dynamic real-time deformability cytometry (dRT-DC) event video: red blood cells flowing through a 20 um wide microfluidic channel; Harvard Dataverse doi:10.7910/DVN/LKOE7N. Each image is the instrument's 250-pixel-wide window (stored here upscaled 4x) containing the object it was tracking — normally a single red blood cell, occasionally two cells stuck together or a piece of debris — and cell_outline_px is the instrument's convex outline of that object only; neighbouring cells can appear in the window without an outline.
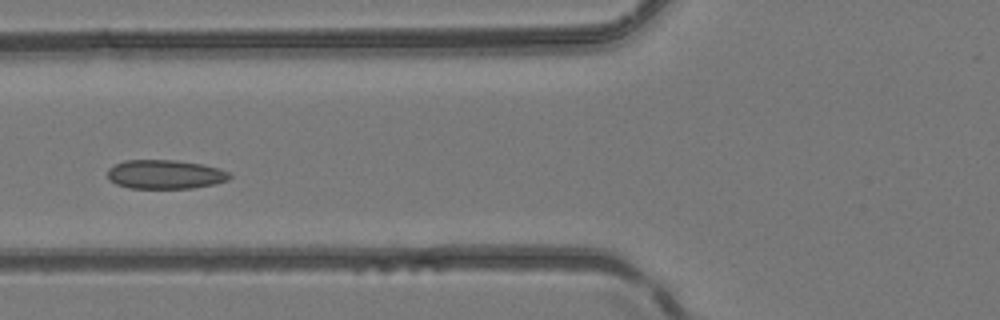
{"species": "common noctule bat (a hibernating species)", "species_latin": "Nyctalus noctula", "temperature_condition": "room temperature", "stored_images_in_passage": 4, "camera_frame_rate_fps": 3000, "um_per_image_px": 0.085, "animal": {"sex": "female", "body_mass_g": 24.6, "forearm_length_mm": 56.2}, "frame": {"image": 1, "passage_image": 3, "time_ms": 0.667, "image_size_px": [1000, 320], "cell_outline_px": [[232, 176], [228, 180], [216, 184], [192, 188], [128, 188], [116, 184], [108, 180], [108, 168], [124, 160], [176, 160], [200, 164], [220, 168], [228, 172]], "centroid_in_image_um": [14.03, 14.82], "position_along_channel_um": 111.8, "area_um2": 20.75}}
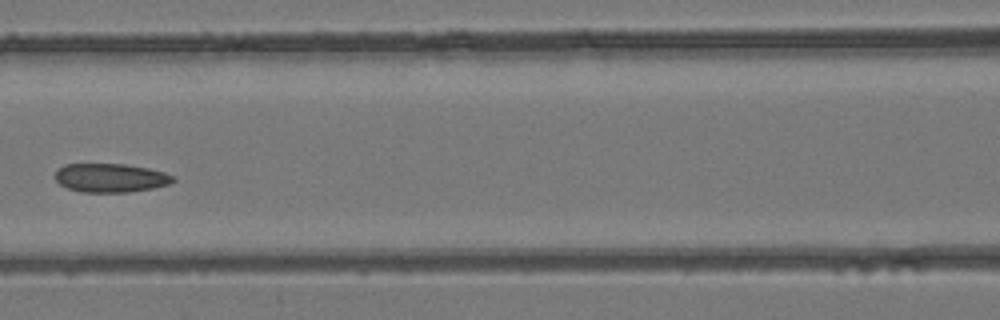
{"frame": {"image": 2, "passage_image": 4, "time_ms": 1.0, "image_size_px": [1000, 320], "cell_outline_px": [[176, 180], [172, 184], [152, 188], [128, 192], [80, 192], [68, 188], [60, 184], [56, 180], [56, 172], [64, 164], [124, 164], [148, 168], [164, 172], [176, 176]], "centroid_in_image_um": [9.45, 15.12], "position_along_channel_um": 157.1, "area_um2": 19.83}}